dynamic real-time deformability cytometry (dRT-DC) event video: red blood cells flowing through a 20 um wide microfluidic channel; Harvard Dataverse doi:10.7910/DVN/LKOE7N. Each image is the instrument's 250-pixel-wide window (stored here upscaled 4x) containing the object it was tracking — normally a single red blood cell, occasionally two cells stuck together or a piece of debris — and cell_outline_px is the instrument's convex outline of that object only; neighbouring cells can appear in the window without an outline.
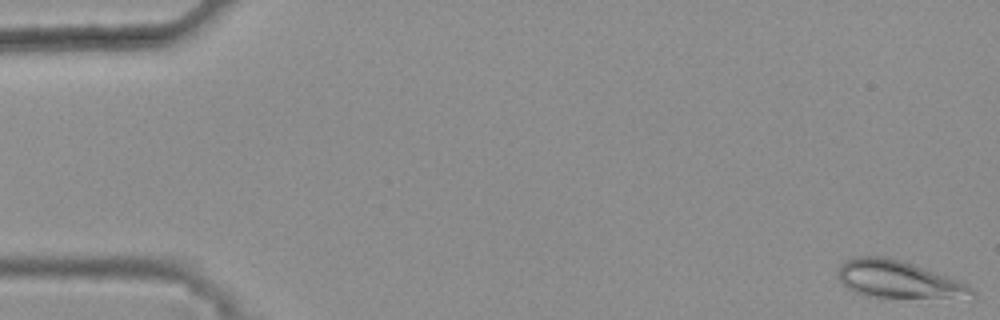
{"species": "common noctule bat (a hibernating species)", "species_latin": "Nyctalus noctula", "temperature_condition": "warm", "stored_images_in_passage": 45, "camera_frame_rate_fps": 3000, "um_per_image_px": 0.085, "animal": {"sex": "female", "body_mass_g": 25.1}, "frame": {"image": 1, "passage_image": 1, "time_ms": 0.0, "image_size_px": [1000, 320], "cell_outline_px": [[976, 296], [972, 300], [864, 296], [848, 288], [836, 276], [836, 272], [840, 264], [844, 260], [856, 256], [884, 256], [900, 260], [960, 280], [968, 284], [976, 292]], "centroid_in_image_um": [76.45, 23.79], "position_along_channel_um": 8.5, "area_um2": 30.06}}
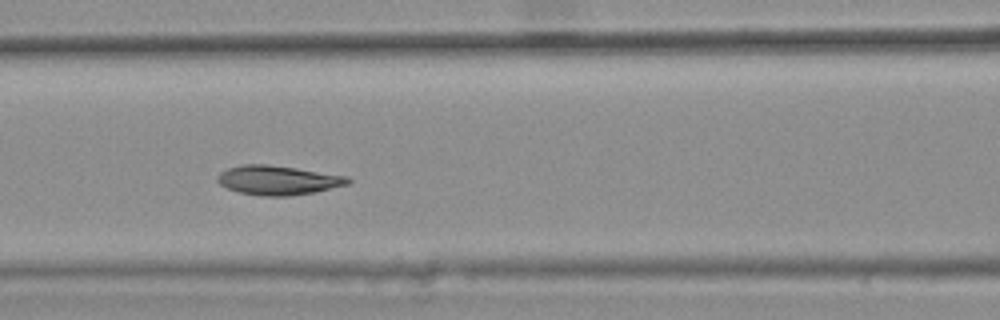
{"frame": {"image": 2, "passage_image": 23, "time_ms": 7.333, "image_size_px": [1000, 320], "cell_outline_px": [[352, 180], [348, 184], [316, 192], [288, 196], [264, 196], [240, 192], [228, 188], [220, 184], [216, 180], [216, 176], [220, 172], [228, 168], [240, 164], [268, 164], [296, 168], [348, 176]], "centroid_in_image_um": [23.63, 15.31], "position_along_channel_um": 143.0, "area_um2": 22.31}}
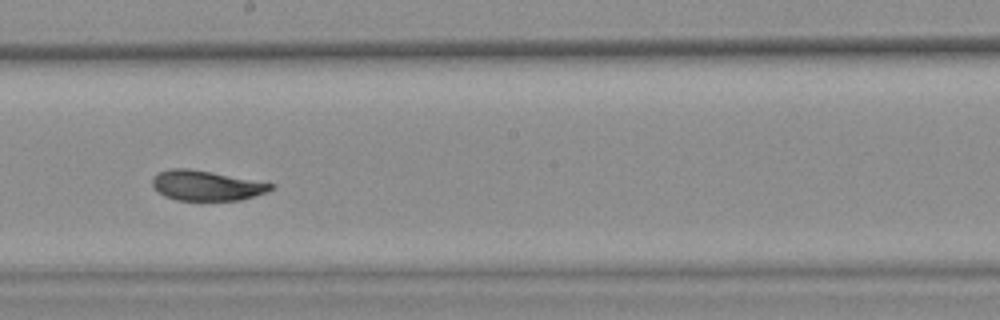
{"frame": {"image": 3, "passage_image": 30, "time_ms": 9.667, "image_size_px": [1000, 320], "cell_outline_px": [[276, 188], [268, 192], [240, 200], [176, 200], [164, 196], [152, 188], [152, 176], [160, 172], [172, 168], [188, 168], [212, 172], [276, 184]], "centroid_in_image_um": [17.55, 15.77], "position_along_channel_um": 230.7, "area_um2": 20.92}, "authors_computed_cell_mechanics": {"area_um2": 22.3108, "velocity_mm_per_s": 3.7658, "shape_relaxation_time_tau1_ms": 5.5631, "shape_relaxation_time_tau2_ms": 1.7584, "deformation_change_tau1": 0.1542, "deformation_change_tau2": 0.0566}}